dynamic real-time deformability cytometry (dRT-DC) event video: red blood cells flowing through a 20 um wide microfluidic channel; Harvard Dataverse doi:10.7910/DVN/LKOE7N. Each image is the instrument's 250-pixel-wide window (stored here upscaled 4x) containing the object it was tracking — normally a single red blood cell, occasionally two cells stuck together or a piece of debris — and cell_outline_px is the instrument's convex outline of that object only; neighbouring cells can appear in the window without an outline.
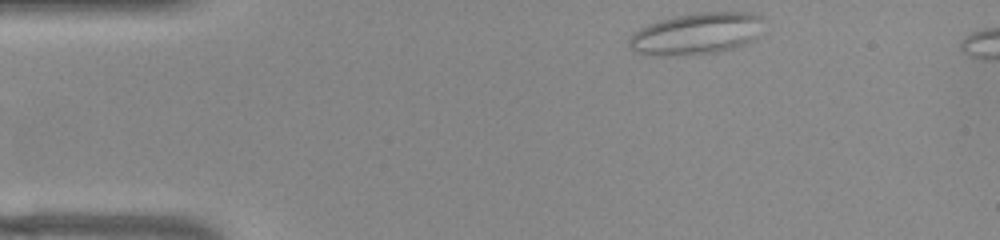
{"species": "common noctule bat (a hibernating species)", "species_latin": "Nyctalus noctula", "temperature_condition": "warm", "stored_images_in_passage": 44, "camera_frame_rate_fps": 3000, "um_per_image_px": 0.085, "animal": {"sex": "female", "body_mass_g": 22.0, "forearm_length_mm": 56.7}, "frame": {"image": 1, "passage_image": 1, "time_ms": 0.0, "image_size_px": [1000, 240], "cell_outline_px": [[764, 16], [756, 40], [732, 48], [716, 52], [688, 56], [660, 56], [636, 52], [628, 44], [628, 40], [640, 28], [648, 24], [660, 20], [676, 16], [696, 12], [756, 12]], "centroid_in_image_um": [59.24, 2.86], "position_along_channel_um": 25.8, "area_um2": 32.95}}
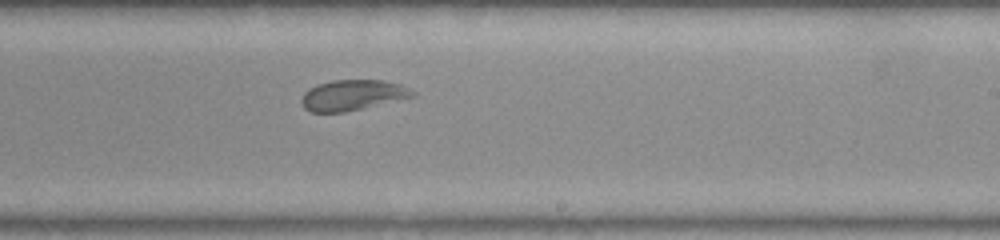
{"frame": {"image": 2, "passage_image": 24, "time_ms": 7.667, "image_size_px": [1000, 240], "cell_outline_px": [[416, 96], [364, 108], [344, 112], [312, 112], [304, 108], [300, 100], [304, 92], [308, 88], [316, 84], [332, 80], [384, 80], [400, 84], [416, 92]], "centroid_in_image_um": [29.96, 8.08], "position_along_channel_um": 259.0, "area_um2": 19.94}}
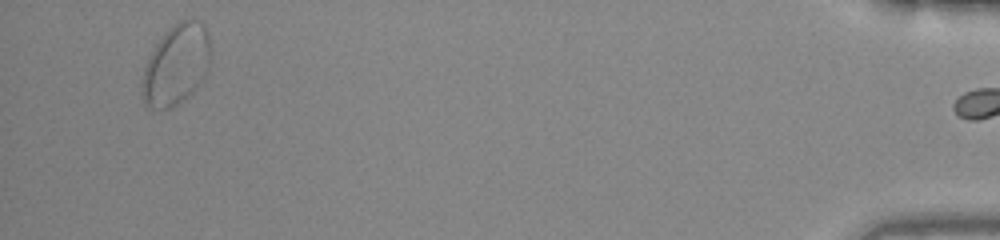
{"frame": {"image": 3, "passage_image": 43, "time_ms": 14.0, "image_size_px": [1000, 240], "cell_outline_px": [[212, 56], [208, 72], [196, 88], [184, 100], [168, 108], [148, 108], [144, 104], [140, 84], [144, 68], [156, 44], [180, 20], [200, 20], [204, 24], [212, 48]], "centroid_in_image_um": [15.01, 5.53], "position_along_channel_um": 420.2, "area_um2": 32.14}, "authors_computed_cell_mechanics": {"area_um2": 20.6924, "velocity_mm_per_s": 3.8485, "shape_relaxation_time_tau1_ms": null, "shape_relaxation_time_tau2_ms": 1.883, "deformation_change_tau1": null, "deformation_change_tau2": 0.0681}}